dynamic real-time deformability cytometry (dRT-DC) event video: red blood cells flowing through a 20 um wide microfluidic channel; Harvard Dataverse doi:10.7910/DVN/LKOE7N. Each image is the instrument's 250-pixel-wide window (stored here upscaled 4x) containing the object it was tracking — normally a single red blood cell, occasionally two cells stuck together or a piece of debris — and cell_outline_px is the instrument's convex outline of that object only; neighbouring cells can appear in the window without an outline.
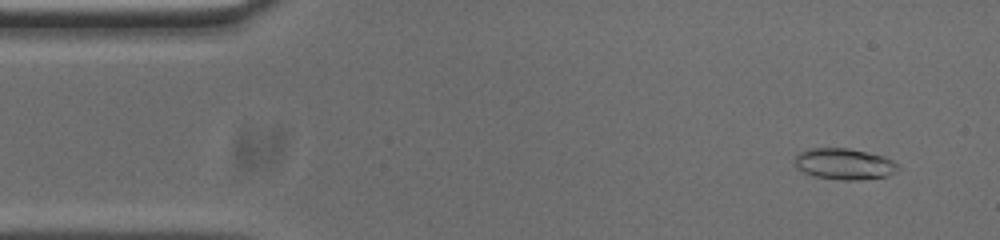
{"species": "common noctule bat (a hibernating species)", "species_latin": "Nyctalus noctula", "temperature_condition": "cold", "stored_images_in_passage": 53, "camera_frame_rate_fps": 3000, "um_per_image_px": 0.085, "animal": {"sex": "male", "body_mass_g": 20.0, "forearm_length_mm": 53.3}, "frame": {"image": 1, "passage_image": 4, "time_ms": 1.0, "image_size_px": [1000, 240], "cell_outline_px": [[900, 168], [896, 172], [888, 176], [860, 180], [840, 180], [816, 176], [804, 172], [796, 168], [796, 156], [800, 152], [808, 148], [848, 148], [884, 156], [900, 164]], "centroid_in_image_um": [71.81, 13.94], "position_along_channel_um": 13.2, "area_um2": 18.84}}
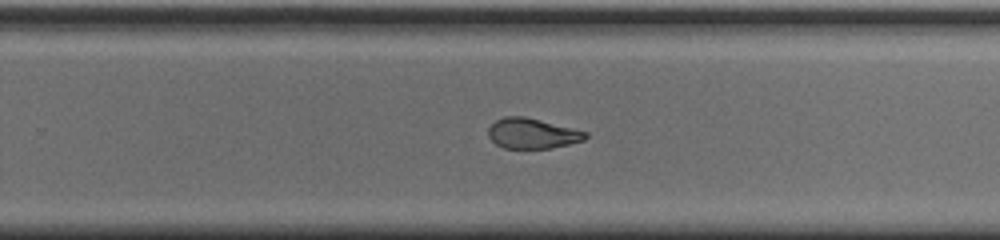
{"frame": {"image": 2, "passage_image": 33, "time_ms": 10.667, "image_size_px": [1000, 240], "cell_outline_px": [[588, 136], [584, 140], [552, 148], [504, 148], [496, 144], [488, 136], [488, 128], [496, 120], [504, 116], [524, 116], [588, 132]], "centroid_in_image_um": [45.23, 11.34], "position_along_channel_um": 284.6, "area_um2": 17.05}}
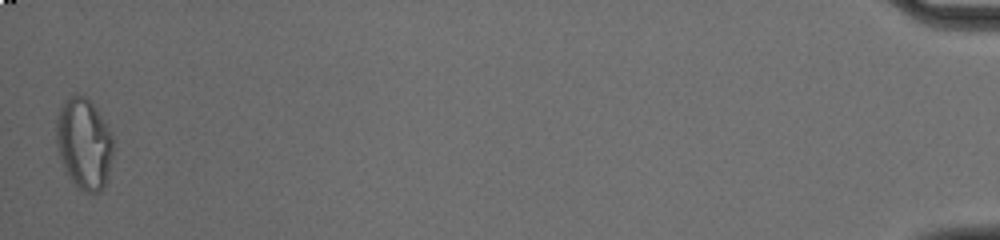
{"frame": {"image": 3, "passage_image": 53, "time_ms": 17.333, "image_size_px": [1000, 240], "cell_outline_px": [[112, 152], [108, 176], [104, 188], [100, 192], [88, 192], [80, 188], [72, 180], [64, 168], [56, 144], [56, 120], [60, 108], [64, 100], [68, 96], [76, 92], [84, 96], [96, 108], [112, 136]], "centroid_in_image_um": [7.12, 12.18], "position_along_channel_um": 428.1, "area_um2": 29.88}, "authors_computed_cell_mechanics": {"area_um2": 18.785, "velocity_mm_per_s": 3.747, "shape_relaxation_time_tau1_ms": null, "shape_relaxation_time_tau2_ms": 2.8282, "deformation_change_tau1": null, "deformation_change_tau2": 0.0997}}